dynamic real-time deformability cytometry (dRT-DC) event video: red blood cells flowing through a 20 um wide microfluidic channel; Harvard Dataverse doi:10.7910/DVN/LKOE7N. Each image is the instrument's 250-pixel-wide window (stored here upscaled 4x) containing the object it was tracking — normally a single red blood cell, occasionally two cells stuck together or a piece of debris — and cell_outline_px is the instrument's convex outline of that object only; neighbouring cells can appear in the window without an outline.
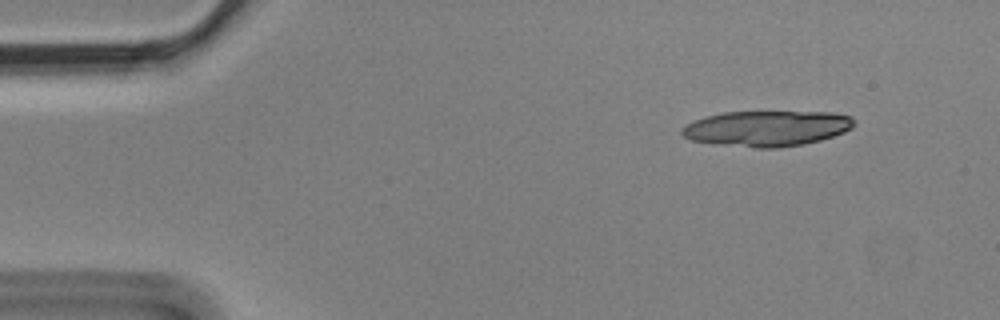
{"species": "Egyptian fruit bat (a non-hibernating species)", "species_latin": "Rousettus aegyptiacus", "temperature_condition": "cold", "stored_images_in_passage": 5, "camera_frame_rate_fps": 3000, "um_per_image_px": 0.085, "animal": {"sex": "male"}, "frame": {"image": 1, "passage_image": 1, "time_ms": 0.0, "image_size_px": [1000, 320], "cell_outline_px": [[856, 124], [852, 128], [844, 132], [820, 140], [800, 144], [776, 148], [756, 148], [712, 144], [692, 140], [684, 136], [680, 132], [688, 124], [696, 120], [708, 116], [724, 112], [832, 112], [852, 116]], "centroid_in_image_um": [65.22, 10.92], "position_along_channel_um": 19.8, "area_um2": 35.55}}